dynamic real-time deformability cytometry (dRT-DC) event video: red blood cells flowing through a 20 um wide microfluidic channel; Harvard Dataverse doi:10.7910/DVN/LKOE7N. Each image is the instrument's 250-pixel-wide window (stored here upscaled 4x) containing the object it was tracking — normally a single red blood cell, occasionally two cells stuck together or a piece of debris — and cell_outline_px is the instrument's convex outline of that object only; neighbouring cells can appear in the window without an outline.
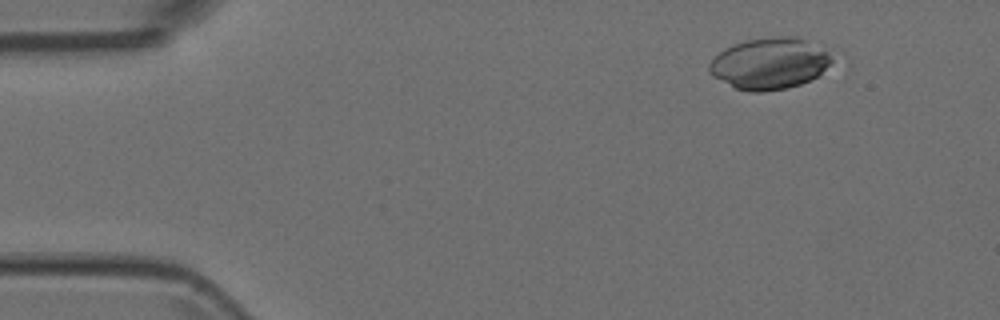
{"species": "Egyptian fruit bat (a non-hibernating species)", "species_latin": "Rousettus aegyptiacus", "temperature_condition": "room temperature", "stored_images_in_passage": 6, "camera_frame_rate_fps": 3000, "um_per_image_px": 0.085, "animal": {"sex": "female"}, "frame": {"image": 1, "passage_image": 2, "time_ms": 0.333, "image_size_px": [1000, 320], "cell_outline_px": [[832, 60], [816, 76], [800, 84], [788, 88], [764, 92], [748, 92], [736, 88], [712, 76], [708, 72], [708, 64], [724, 48], [732, 44], [748, 40], [776, 36], [796, 36], [828, 52]], "centroid_in_image_um": [65.34, 5.4], "position_along_channel_um": 19.7, "area_um2": 36.3}}
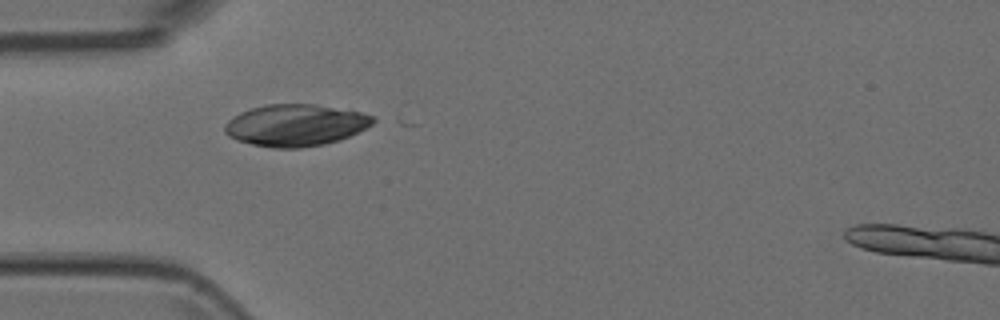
{"frame": {"image": 2, "passage_image": 5, "time_ms": 1.333, "image_size_px": [1000, 320], "cell_outline_px": [[380, 120], [340, 140], [324, 144], [300, 148], [272, 148], [252, 144], [236, 140], [228, 136], [224, 132], [224, 124], [232, 116], [240, 112], [252, 108], [268, 104], [312, 104], [360, 112], [376, 116]], "centroid_in_image_um": [25.1, 10.64], "position_along_channel_um": 59.9, "area_um2": 36.18}}